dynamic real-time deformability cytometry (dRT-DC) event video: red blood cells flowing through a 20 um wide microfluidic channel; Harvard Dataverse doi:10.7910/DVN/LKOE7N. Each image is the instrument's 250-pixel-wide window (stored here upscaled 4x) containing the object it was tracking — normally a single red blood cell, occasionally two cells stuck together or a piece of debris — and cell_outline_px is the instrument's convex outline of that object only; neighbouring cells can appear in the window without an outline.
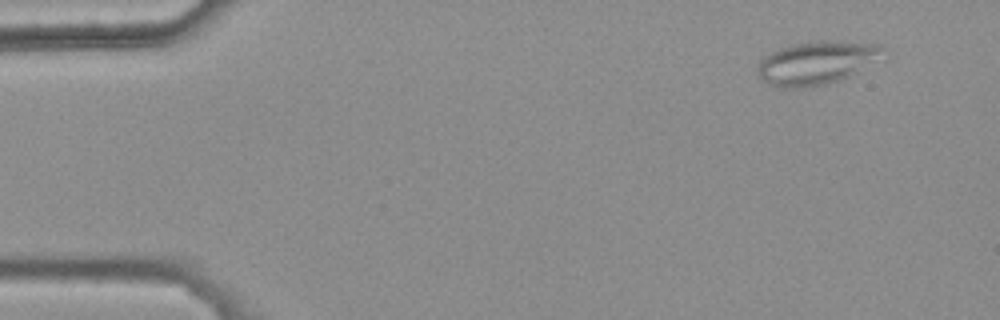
{"species": "common noctule bat (a hibernating species)", "species_latin": "Nyctalus noctula", "temperature_condition": "warm", "stored_images_in_passage": 45, "camera_frame_rate_fps": 3000, "um_per_image_px": 0.085, "animal": {"sex": "female", "body_mass_g": 25.1}, "frame": {"image": 1, "passage_image": 1, "time_ms": 0.0, "image_size_px": [1000, 320], "cell_outline_px": [[884, 48], [848, 76], [840, 80], [828, 84], [804, 88], [780, 88], [768, 84], [756, 72], [756, 68], [760, 60], [764, 56], [780, 48], [792, 44], [820, 40], [840, 40], [880, 44]], "centroid_in_image_um": [69.24, 5.34], "position_along_channel_um": 15.8, "area_um2": 30.87}}
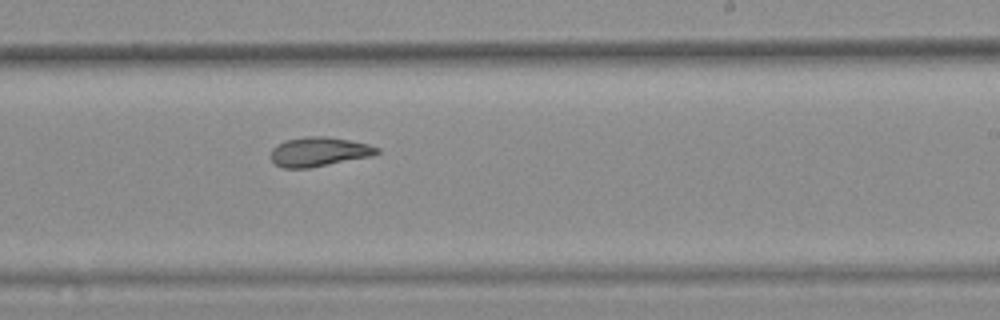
{"frame": {"image": 2, "passage_image": 29, "time_ms": 9.333, "image_size_px": [1000, 320], "cell_outline_px": [[380, 152], [372, 156], [308, 168], [284, 168], [276, 164], [268, 156], [272, 148], [276, 144], [284, 140], [308, 136], [328, 136], [368, 144], [380, 148]], "centroid_in_image_um": [27.08, 12.89], "position_along_channel_um": 261.9, "area_um2": 18.26}}
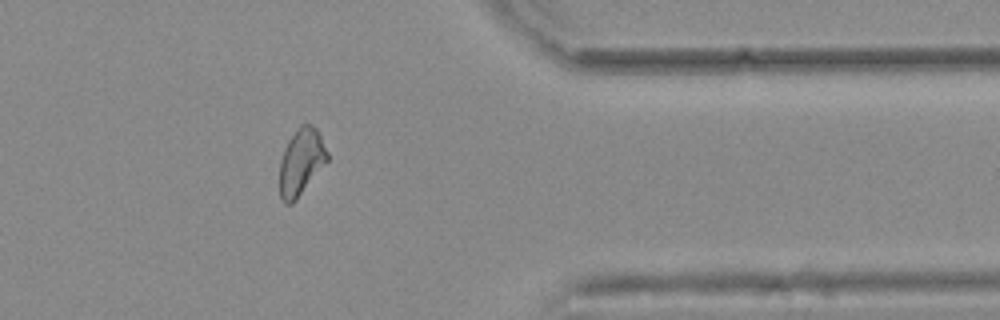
{"frame": {"image": 3, "passage_image": 40, "time_ms": 13.0, "image_size_px": [1000, 320], "cell_outline_px": [[328, 160], [296, 200], [292, 204], [284, 204], [280, 200], [280, 160], [284, 148], [288, 140], [300, 124], [312, 124], [316, 128], [328, 152]], "centroid_in_image_um": [25.58, 13.77], "position_along_channel_um": 385.8, "area_um2": 18.5}, "authors_computed_cell_mechanics": {"area_um2": 18.6694, "velocity_mm_per_s": 3.7896, "shape_relaxation_time_tau1_ms": null, "shape_relaxation_time_tau2_ms": 2.5355, "deformation_change_tau1": null, "deformation_change_tau2": 0.0824}}